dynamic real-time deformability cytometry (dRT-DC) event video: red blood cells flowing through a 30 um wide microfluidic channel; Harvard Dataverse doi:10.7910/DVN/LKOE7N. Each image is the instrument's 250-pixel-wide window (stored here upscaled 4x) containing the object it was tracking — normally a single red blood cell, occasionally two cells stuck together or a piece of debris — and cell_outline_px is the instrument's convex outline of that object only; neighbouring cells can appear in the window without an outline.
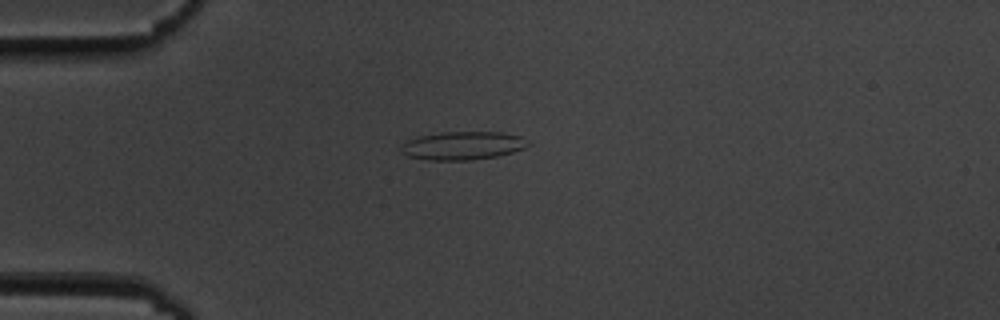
{"species": "common noctule bat (a hibernating species)", "species_latin": "Nyctalus noctula", "temperature_condition": "cold", "stored_images_in_passage": 42, "camera_frame_rate_fps": 3000, "um_per_image_px": 0.085, "animal": {"sex": "male", "body_mass_g": 19.5, "forearm_length_mm": 54.6}, "frame": {"image": 1, "passage_image": 1, "time_ms": 0.0, "image_size_px": [1000, 320], "cell_outline_px": [[528, 144], [524, 148], [512, 152], [496, 156], [472, 160], [428, 160], [408, 156], [400, 152], [400, 148], [408, 140], [416, 136], [440, 132], [500, 132], [520, 136]], "centroid_in_image_um": [39.27, 12.38], "position_along_channel_um": 45.7, "area_um2": 20.81}}
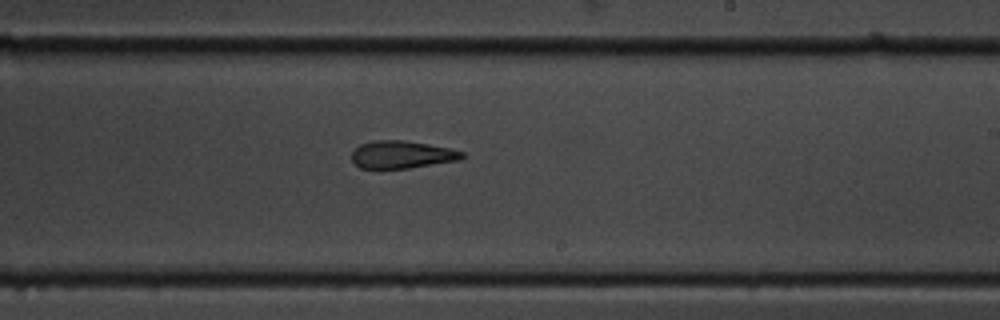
{"frame": {"image": 2, "passage_image": 20, "time_ms": 6.333, "image_size_px": [1000, 320], "cell_outline_px": [[464, 156], [460, 160], [408, 168], [360, 168], [352, 160], [352, 152], [360, 144], [372, 140], [404, 140], [452, 148], [464, 152]], "centroid_in_image_um": [34.17, 13.13], "position_along_channel_um": 254.8, "area_um2": 17.74}}
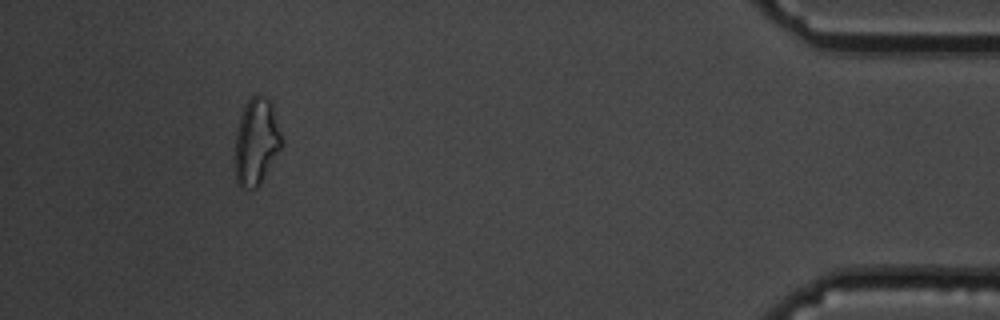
{"frame": {"image": 3, "passage_image": 38, "time_ms": 12.333, "image_size_px": [1000, 320], "cell_outline_px": [[280, 148], [260, 184], [256, 188], [240, 188], [236, 184], [236, 128], [244, 104], [252, 96], [264, 96], [272, 100], [280, 132]], "centroid_in_image_um": [21.77, 12.02], "position_along_channel_um": 413.4, "area_um2": 23.29}, "authors_computed_cell_mechanics": {"area_um2": 19.2763, "velocity_mm_per_s": 3.6105, "shape_relaxation_time_tau1_ms": null, "shape_relaxation_time_tau2_ms": 5.1598, "deformation_change_tau1": null, "deformation_change_tau2": 0.1611}}